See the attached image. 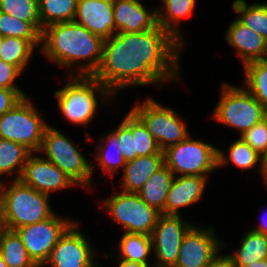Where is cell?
Returning <instances> with one entry per match:
<instances>
[{"mask_svg": "<svg viewBox=\"0 0 267 267\" xmlns=\"http://www.w3.org/2000/svg\"><path fill=\"white\" fill-rule=\"evenodd\" d=\"M39 151L45 152L46 159L60 168L76 185H92L90 180L94 166L57 129L47 126Z\"/></svg>", "mask_w": 267, "mask_h": 267, "instance_id": "52a82bcc", "label": "cell"}, {"mask_svg": "<svg viewBox=\"0 0 267 267\" xmlns=\"http://www.w3.org/2000/svg\"><path fill=\"white\" fill-rule=\"evenodd\" d=\"M232 7L238 13L237 19L260 34L267 41V3L247 5L244 0H235Z\"/></svg>", "mask_w": 267, "mask_h": 267, "instance_id": "f1b7e54d", "label": "cell"}, {"mask_svg": "<svg viewBox=\"0 0 267 267\" xmlns=\"http://www.w3.org/2000/svg\"><path fill=\"white\" fill-rule=\"evenodd\" d=\"M0 11L25 22H40L37 0H0Z\"/></svg>", "mask_w": 267, "mask_h": 267, "instance_id": "836d02e7", "label": "cell"}, {"mask_svg": "<svg viewBox=\"0 0 267 267\" xmlns=\"http://www.w3.org/2000/svg\"><path fill=\"white\" fill-rule=\"evenodd\" d=\"M107 135L108 136L105 137V139L104 137L101 138V145L95 147L101 152L100 154H97L98 156H96V160L103 168V171L110 173L112 176L119 167L124 168L127 161L122 156V152L119 148L118 136L113 131ZM105 141L106 144L104 146L102 143ZM112 148L114 152H110V149Z\"/></svg>", "mask_w": 267, "mask_h": 267, "instance_id": "1f68e13d", "label": "cell"}, {"mask_svg": "<svg viewBox=\"0 0 267 267\" xmlns=\"http://www.w3.org/2000/svg\"><path fill=\"white\" fill-rule=\"evenodd\" d=\"M41 46V40H25L18 37H4L0 60L15 66L20 72L28 65L34 47Z\"/></svg>", "mask_w": 267, "mask_h": 267, "instance_id": "603a6c76", "label": "cell"}, {"mask_svg": "<svg viewBox=\"0 0 267 267\" xmlns=\"http://www.w3.org/2000/svg\"><path fill=\"white\" fill-rule=\"evenodd\" d=\"M228 44L236 48L243 66L247 63L267 59V41L237 18L231 23L226 35Z\"/></svg>", "mask_w": 267, "mask_h": 267, "instance_id": "ac0fdd59", "label": "cell"}, {"mask_svg": "<svg viewBox=\"0 0 267 267\" xmlns=\"http://www.w3.org/2000/svg\"><path fill=\"white\" fill-rule=\"evenodd\" d=\"M132 135L137 156L164 153L143 122L132 112Z\"/></svg>", "mask_w": 267, "mask_h": 267, "instance_id": "d6a6232c", "label": "cell"}, {"mask_svg": "<svg viewBox=\"0 0 267 267\" xmlns=\"http://www.w3.org/2000/svg\"><path fill=\"white\" fill-rule=\"evenodd\" d=\"M40 22H25L0 11V34L25 40H41Z\"/></svg>", "mask_w": 267, "mask_h": 267, "instance_id": "4dcf8cb0", "label": "cell"}, {"mask_svg": "<svg viewBox=\"0 0 267 267\" xmlns=\"http://www.w3.org/2000/svg\"><path fill=\"white\" fill-rule=\"evenodd\" d=\"M47 126L25 96L0 117V138L24 145L32 153L38 152Z\"/></svg>", "mask_w": 267, "mask_h": 267, "instance_id": "ba28073f", "label": "cell"}, {"mask_svg": "<svg viewBox=\"0 0 267 267\" xmlns=\"http://www.w3.org/2000/svg\"><path fill=\"white\" fill-rule=\"evenodd\" d=\"M25 96L22 90L0 88V117L18 104Z\"/></svg>", "mask_w": 267, "mask_h": 267, "instance_id": "74e56055", "label": "cell"}, {"mask_svg": "<svg viewBox=\"0 0 267 267\" xmlns=\"http://www.w3.org/2000/svg\"><path fill=\"white\" fill-rule=\"evenodd\" d=\"M236 253L226 255L232 267H243L253 262L266 260L267 235L250 230L241 241Z\"/></svg>", "mask_w": 267, "mask_h": 267, "instance_id": "7402d4cb", "label": "cell"}, {"mask_svg": "<svg viewBox=\"0 0 267 267\" xmlns=\"http://www.w3.org/2000/svg\"><path fill=\"white\" fill-rule=\"evenodd\" d=\"M115 33H133L153 29L157 11L147 10L139 0H113Z\"/></svg>", "mask_w": 267, "mask_h": 267, "instance_id": "e0dca14e", "label": "cell"}, {"mask_svg": "<svg viewBox=\"0 0 267 267\" xmlns=\"http://www.w3.org/2000/svg\"><path fill=\"white\" fill-rule=\"evenodd\" d=\"M240 138L260 156L267 153V116L240 135Z\"/></svg>", "mask_w": 267, "mask_h": 267, "instance_id": "8d00e7d4", "label": "cell"}, {"mask_svg": "<svg viewBox=\"0 0 267 267\" xmlns=\"http://www.w3.org/2000/svg\"><path fill=\"white\" fill-rule=\"evenodd\" d=\"M2 186L3 183L0 181V215H1V201H2Z\"/></svg>", "mask_w": 267, "mask_h": 267, "instance_id": "bcb514c9", "label": "cell"}, {"mask_svg": "<svg viewBox=\"0 0 267 267\" xmlns=\"http://www.w3.org/2000/svg\"><path fill=\"white\" fill-rule=\"evenodd\" d=\"M74 22L103 40L110 38L115 34L113 0H78Z\"/></svg>", "mask_w": 267, "mask_h": 267, "instance_id": "2e32d148", "label": "cell"}, {"mask_svg": "<svg viewBox=\"0 0 267 267\" xmlns=\"http://www.w3.org/2000/svg\"><path fill=\"white\" fill-rule=\"evenodd\" d=\"M229 158L231 163L241 169L252 168L261 161V156L241 138L229 147Z\"/></svg>", "mask_w": 267, "mask_h": 267, "instance_id": "e575fe53", "label": "cell"}, {"mask_svg": "<svg viewBox=\"0 0 267 267\" xmlns=\"http://www.w3.org/2000/svg\"><path fill=\"white\" fill-rule=\"evenodd\" d=\"M182 48L183 44L158 24L147 31L115 33L104 39L102 60L92 76L113 96L129 85H158L178 79Z\"/></svg>", "mask_w": 267, "mask_h": 267, "instance_id": "6da1fadb", "label": "cell"}, {"mask_svg": "<svg viewBox=\"0 0 267 267\" xmlns=\"http://www.w3.org/2000/svg\"><path fill=\"white\" fill-rule=\"evenodd\" d=\"M120 257L128 261L146 264L148 267H153L148 264L147 258L152 252V240L150 235L127 233L122 236L119 244Z\"/></svg>", "mask_w": 267, "mask_h": 267, "instance_id": "83f0119b", "label": "cell"}, {"mask_svg": "<svg viewBox=\"0 0 267 267\" xmlns=\"http://www.w3.org/2000/svg\"><path fill=\"white\" fill-rule=\"evenodd\" d=\"M245 89L267 110V59L244 65Z\"/></svg>", "mask_w": 267, "mask_h": 267, "instance_id": "f546056e", "label": "cell"}, {"mask_svg": "<svg viewBox=\"0 0 267 267\" xmlns=\"http://www.w3.org/2000/svg\"><path fill=\"white\" fill-rule=\"evenodd\" d=\"M74 223L59 239L44 263L50 267H98L93 262L90 242Z\"/></svg>", "mask_w": 267, "mask_h": 267, "instance_id": "5bb4252c", "label": "cell"}, {"mask_svg": "<svg viewBox=\"0 0 267 267\" xmlns=\"http://www.w3.org/2000/svg\"><path fill=\"white\" fill-rule=\"evenodd\" d=\"M131 111L147 127L162 151L190 136L185 123L176 116L175 111L164 108L152 98L135 105Z\"/></svg>", "mask_w": 267, "mask_h": 267, "instance_id": "30bf717a", "label": "cell"}, {"mask_svg": "<svg viewBox=\"0 0 267 267\" xmlns=\"http://www.w3.org/2000/svg\"><path fill=\"white\" fill-rule=\"evenodd\" d=\"M243 267H267V261H257L253 262L251 265L243 266Z\"/></svg>", "mask_w": 267, "mask_h": 267, "instance_id": "ee69618b", "label": "cell"}, {"mask_svg": "<svg viewBox=\"0 0 267 267\" xmlns=\"http://www.w3.org/2000/svg\"><path fill=\"white\" fill-rule=\"evenodd\" d=\"M74 223L70 219L58 217L53 213L43 221L23 226L15 231L20 236L30 258L38 267H42L52 248Z\"/></svg>", "mask_w": 267, "mask_h": 267, "instance_id": "8fae6325", "label": "cell"}, {"mask_svg": "<svg viewBox=\"0 0 267 267\" xmlns=\"http://www.w3.org/2000/svg\"><path fill=\"white\" fill-rule=\"evenodd\" d=\"M164 163L174 176H207L214 169L228 164L224 151L190 136L164 151Z\"/></svg>", "mask_w": 267, "mask_h": 267, "instance_id": "5b68a950", "label": "cell"}, {"mask_svg": "<svg viewBox=\"0 0 267 267\" xmlns=\"http://www.w3.org/2000/svg\"><path fill=\"white\" fill-rule=\"evenodd\" d=\"M0 267H8L1 256H0Z\"/></svg>", "mask_w": 267, "mask_h": 267, "instance_id": "7dc6e473", "label": "cell"}, {"mask_svg": "<svg viewBox=\"0 0 267 267\" xmlns=\"http://www.w3.org/2000/svg\"><path fill=\"white\" fill-rule=\"evenodd\" d=\"M0 256L8 267H38L28 255L18 233L6 228L0 241Z\"/></svg>", "mask_w": 267, "mask_h": 267, "instance_id": "d4e9b609", "label": "cell"}, {"mask_svg": "<svg viewBox=\"0 0 267 267\" xmlns=\"http://www.w3.org/2000/svg\"><path fill=\"white\" fill-rule=\"evenodd\" d=\"M261 165V172L264 176L265 179V184L267 185V153H265L264 155L261 156V161H260Z\"/></svg>", "mask_w": 267, "mask_h": 267, "instance_id": "b9f144b4", "label": "cell"}, {"mask_svg": "<svg viewBox=\"0 0 267 267\" xmlns=\"http://www.w3.org/2000/svg\"><path fill=\"white\" fill-rule=\"evenodd\" d=\"M3 40H4V37L0 34V49H1V46H2V43H3Z\"/></svg>", "mask_w": 267, "mask_h": 267, "instance_id": "c3c4849f", "label": "cell"}, {"mask_svg": "<svg viewBox=\"0 0 267 267\" xmlns=\"http://www.w3.org/2000/svg\"><path fill=\"white\" fill-rule=\"evenodd\" d=\"M4 186L3 184L0 220L6 229L15 231L43 221L53 214L48 194L36 191L20 179L14 180L8 188Z\"/></svg>", "mask_w": 267, "mask_h": 267, "instance_id": "3957f363", "label": "cell"}, {"mask_svg": "<svg viewBox=\"0 0 267 267\" xmlns=\"http://www.w3.org/2000/svg\"><path fill=\"white\" fill-rule=\"evenodd\" d=\"M22 74L15 66L0 60V88L21 90L15 87V79Z\"/></svg>", "mask_w": 267, "mask_h": 267, "instance_id": "f35d334b", "label": "cell"}, {"mask_svg": "<svg viewBox=\"0 0 267 267\" xmlns=\"http://www.w3.org/2000/svg\"><path fill=\"white\" fill-rule=\"evenodd\" d=\"M165 165L164 153L138 156L126 162L123 170V192L138 193L145 182Z\"/></svg>", "mask_w": 267, "mask_h": 267, "instance_id": "ffe728a7", "label": "cell"}, {"mask_svg": "<svg viewBox=\"0 0 267 267\" xmlns=\"http://www.w3.org/2000/svg\"><path fill=\"white\" fill-rule=\"evenodd\" d=\"M113 132L118 136L119 148L124 159L129 161L138 157L132 135V111H129L119 127Z\"/></svg>", "mask_w": 267, "mask_h": 267, "instance_id": "d590c367", "label": "cell"}, {"mask_svg": "<svg viewBox=\"0 0 267 267\" xmlns=\"http://www.w3.org/2000/svg\"><path fill=\"white\" fill-rule=\"evenodd\" d=\"M25 163L20 180L38 192L49 193L76 185L60 168L46 158L32 155Z\"/></svg>", "mask_w": 267, "mask_h": 267, "instance_id": "9a60e30c", "label": "cell"}, {"mask_svg": "<svg viewBox=\"0 0 267 267\" xmlns=\"http://www.w3.org/2000/svg\"><path fill=\"white\" fill-rule=\"evenodd\" d=\"M214 229L191 227L182 239L175 267H207L218 255L221 241Z\"/></svg>", "mask_w": 267, "mask_h": 267, "instance_id": "4fadbf2b", "label": "cell"}, {"mask_svg": "<svg viewBox=\"0 0 267 267\" xmlns=\"http://www.w3.org/2000/svg\"><path fill=\"white\" fill-rule=\"evenodd\" d=\"M4 229H5V226L2 223V221L0 220V241H1L2 233H3Z\"/></svg>", "mask_w": 267, "mask_h": 267, "instance_id": "f6af8a7d", "label": "cell"}, {"mask_svg": "<svg viewBox=\"0 0 267 267\" xmlns=\"http://www.w3.org/2000/svg\"><path fill=\"white\" fill-rule=\"evenodd\" d=\"M31 153L24 145L0 138V175H12L17 169L15 180H19Z\"/></svg>", "mask_w": 267, "mask_h": 267, "instance_id": "4316f807", "label": "cell"}, {"mask_svg": "<svg viewBox=\"0 0 267 267\" xmlns=\"http://www.w3.org/2000/svg\"><path fill=\"white\" fill-rule=\"evenodd\" d=\"M103 41L74 21L62 22L42 29L41 51L51 61L68 68L76 66V61L86 60L79 64L75 75L92 76L102 60Z\"/></svg>", "mask_w": 267, "mask_h": 267, "instance_id": "7a4b0ae2", "label": "cell"}, {"mask_svg": "<svg viewBox=\"0 0 267 267\" xmlns=\"http://www.w3.org/2000/svg\"><path fill=\"white\" fill-rule=\"evenodd\" d=\"M207 176H174L167 194L165 214L179 215L180 207L197 203L204 194Z\"/></svg>", "mask_w": 267, "mask_h": 267, "instance_id": "d6986e66", "label": "cell"}, {"mask_svg": "<svg viewBox=\"0 0 267 267\" xmlns=\"http://www.w3.org/2000/svg\"><path fill=\"white\" fill-rule=\"evenodd\" d=\"M118 267H148L146 264L120 259Z\"/></svg>", "mask_w": 267, "mask_h": 267, "instance_id": "60d3db41", "label": "cell"}, {"mask_svg": "<svg viewBox=\"0 0 267 267\" xmlns=\"http://www.w3.org/2000/svg\"><path fill=\"white\" fill-rule=\"evenodd\" d=\"M162 2V9L156 10L158 25L183 43L181 32L173 28L171 21L176 25L183 17L190 16L196 0H162Z\"/></svg>", "mask_w": 267, "mask_h": 267, "instance_id": "cb8c5ba5", "label": "cell"}, {"mask_svg": "<svg viewBox=\"0 0 267 267\" xmlns=\"http://www.w3.org/2000/svg\"><path fill=\"white\" fill-rule=\"evenodd\" d=\"M207 267H232L229 258L225 256H217Z\"/></svg>", "mask_w": 267, "mask_h": 267, "instance_id": "ab89813d", "label": "cell"}, {"mask_svg": "<svg viewBox=\"0 0 267 267\" xmlns=\"http://www.w3.org/2000/svg\"><path fill=\"white\" fill-rule=\"evenodd\" d=\"M68 75L69 82L55 91L60 111L65 118L75 124L84 125L93 118L98 102L96 93L106 99H111V92L102 85L95 77L86 75Z\"/></svg>", "mask_w": 267, "mask_h": 267, "instance_id": "277c9868", "label": "cell"}, {"mask_svg": "<svg viewBox=\"0 0 267 267\" xmlns=\"http://www.w3.org/2000/svg\"><path fill=\"white\" fill-rule=\"evenodd\" d=\"M193 225L185 223L180 215L161 214L152 231V248L157 257L153 267H175L181 242Z\"/></svg>", "mask_w": 267, "mask_h": 267, "instance_id": "7c38bea8", "label": "cell"}, {"mask_svg": "<svg viewBox=\"0 0 267 267\" xmlns=\"http://www.w3.org/2000/svg\"><path fill=\"white\" fill-rule=\"evenodd\" d=\"M78 0H39L41 30L49 25L74 21Z\"/></svg>", "mask_w": 267, "mask_h": 267, "instance_id": "484cf974", "label": "cell"}, {"mask_svg": "<svg viewBox=\"0 0 267 267\" xmlns=\"http://www.w3.org/2000/svg\"><path fill=\"white\" fill-rule=\"evenodd\" d=\"M173 178L172 171L164 165L152 174L138 194L149 206L165 214L167 194Z\"/></svg>", "mask_w": 267, "mask_h": 267, "instance_id": "44dd1931", "label": "cell"}, {"mask_svg": "<svg viewBox=\"0 0 267 267\" xmlns=\"http://www.w3.org/2000/svg\"><path fill=\"white\" fill-rule=\"evenodd\" d=\"M251 230L267 235V220H262L261 224L257 228H253Z\"/></svg>", "mask_w": 267, "mask_h": 267, "instance_id": "7bdbcfd3", "label": "cell"}, {"mask_svg": "<svg viewBox=\"0 0 267 267\" xmlns=\"http://www.w3.org/2000/svg\"><path fill=\"white\" fill-rule=\"evenodd\" d=\"M213 118L238 129L240 135L267 116V110L246 89L223 84Z\"/></svg>", "mask_w": 267, "mask_h": 267, "instance_id": "8992f818", "label": "cell"}, {"mask_svg": "<svg viewBox=\"0 0 267 267\" xmlns=\"http://www.w3.org/2000/svg\"><path fill=\"white\" fill-rule=\"evenodd\" d=\"M103 204L124 232L151 235L162 214L141 199L138 193L119 192Z\"/></svg>", "mask_w": 267, "mask_h": 267, "instance_id": "9c48e42d", "label": "cell"}]
</instances>
